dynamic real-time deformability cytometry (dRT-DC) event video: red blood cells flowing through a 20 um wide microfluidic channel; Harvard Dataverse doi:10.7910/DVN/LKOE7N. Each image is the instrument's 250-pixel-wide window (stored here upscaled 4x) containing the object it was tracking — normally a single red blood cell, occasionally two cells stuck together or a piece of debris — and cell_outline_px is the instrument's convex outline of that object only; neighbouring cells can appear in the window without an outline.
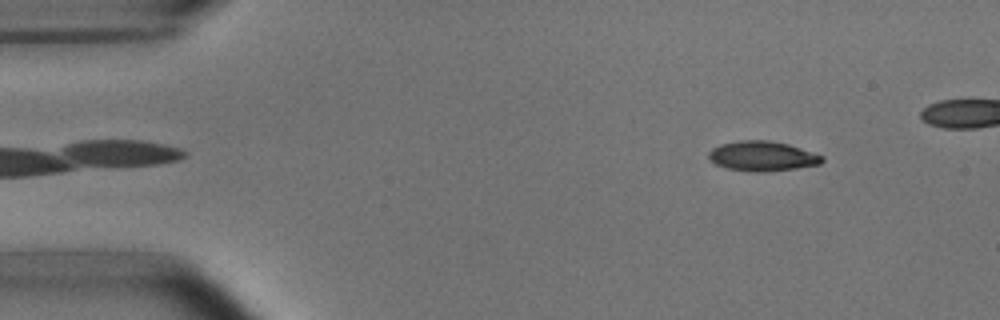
{"species": "common noctule bat (a hibernating species)", "species_latin": "Nyctalus noctula", "temperature_condition": "room temperature", "stored_images_in_passage": 45, "camera_frame_rate_fps": 3000, "um_per_image_px": 0.085, "animal": {"sex": "male", "body_mass_g": 15.6}, "frame": {"image": 1, "passage_image": 4, "time_ms": 1.0, "image_size_px": [1000, 320], "cell_outline_px": [[824, 160], [820, 164], [796, 168], [760, 172], [756, 172], [728, 168], [716, 164], [708, 156], [708, 152], [712, 148], [720, 144], [740, 140], [768, 140], [788, 144], [824, 156]], "centroid_in_image_um": [64.8, 13.26], "position_along_channel_um": 20.2, "area_um2": 19.54}}
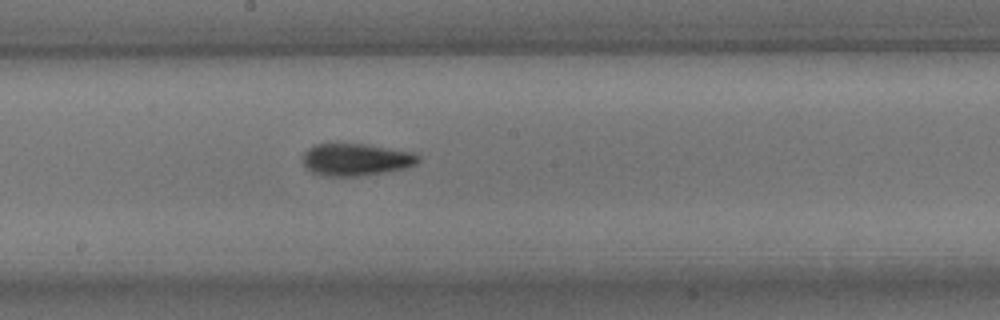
{"frame": {"image": 2, "passage_image": 26, "time_ms": 8.333, "image_size_px": [1000, 320], "cell_outline_px": [[420, 160], [416, 164], [404, 168], [384, 172], [356, 176], [328, 176], [312, 172], [304, 164], [304, 152], [308, 148], [316, 144], [364, 144], [412, 152], [420, 156]], "centroid_in_image_um": [30.27, 13.56], "position_along_channel_um": 217.9, "area_um2": 21.33}}
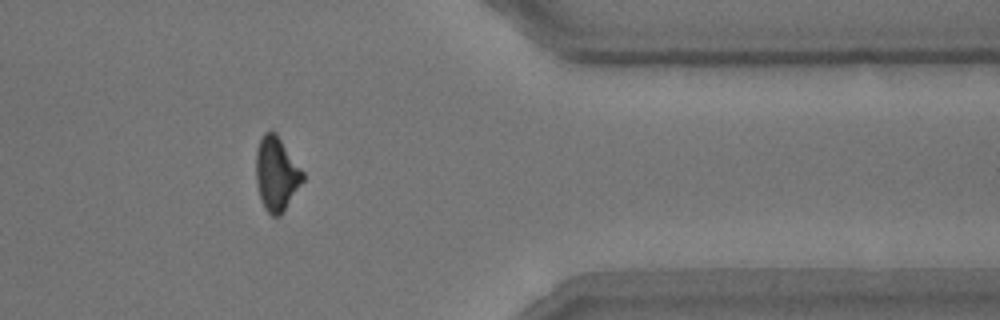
{"frame": {"image": 3, "passage_image": 41, "time_ms": 13.333, "image_size_px": [1000, 320], "cell_outline_px": [[304, 180], [280, 216], [272, 216], [264, 208], [260, 196], [256, 180], [256, 152], [260, 140], [264, 132], [276, 132], [304, 172]], "centroid_in_image_um": [23.5, 14.77], "position_along_channel_um": 387.9, "area_um2": 20.0}}